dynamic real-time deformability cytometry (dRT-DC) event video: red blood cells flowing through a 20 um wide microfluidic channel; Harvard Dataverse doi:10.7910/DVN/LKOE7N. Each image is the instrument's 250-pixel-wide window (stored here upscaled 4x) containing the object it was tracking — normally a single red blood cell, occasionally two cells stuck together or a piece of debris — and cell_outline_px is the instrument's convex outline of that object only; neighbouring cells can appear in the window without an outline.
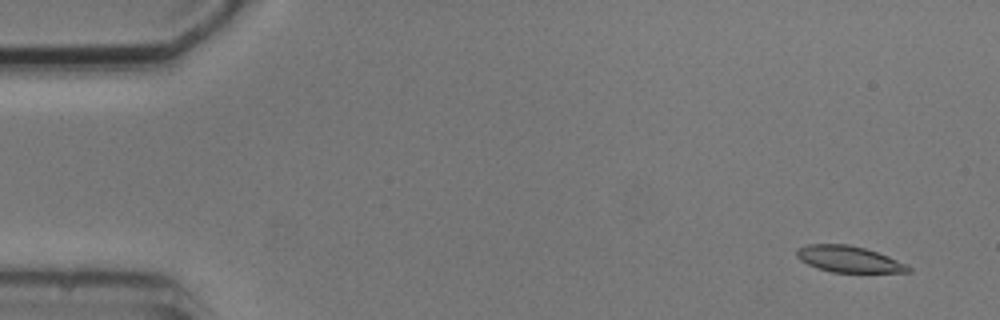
{"species": "common noctule bat (a hibernating species)", "species_latin": "Nyctalus noctula", "temperature_condition": "cold", "stored_images_in_passage": 5, "camera_frame_rate_fps": 3000, "um_per_image_px": 0.085, "animal": {"sex": "male", "body_mass_g": 20.5, "forearm_length_mm": 52.5}, "frame": {"image": 1, "passage_image": 1, "time_ms": 0.0, "image_size_px": [1000, 320], "cell_outline_px": [[912, 272], [832, 272], [816, 268], [800, 260], [796, 256], [796, 248], [808, 244], [848, 244], [864, 248], [888, 256], [912, 268]], "centroid_in_image_um": [72.1, 22.02], "position_along_channel_um": 12.9, "area_um2": 16.99}}
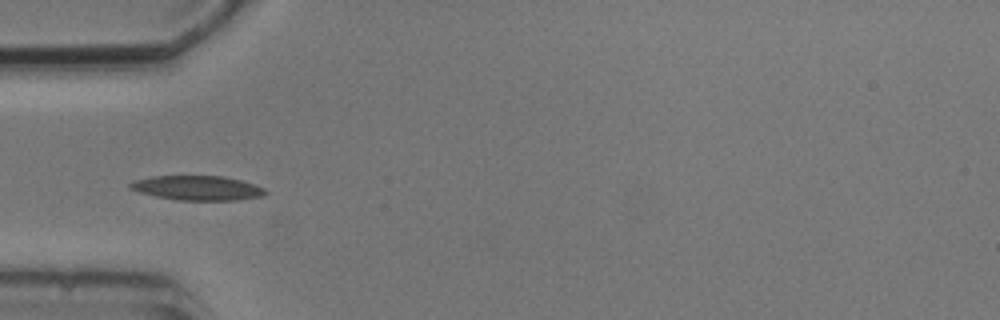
{"frame": {"image": 2, "passage_image": 5, "time_ms": 4.667, "image_size_px": [1000, 320], "cell_outline_px": [[268, 192], [264, 196], [236, 200], [176, 200], [156, 196], [140, 192], [128, 188], [128, 184], [136, 180], [152, 176], [224, 176], [256, 184], [264, 188]], "centroid_in_image_um": [16.81, 15.98], "position_along_channel_um": 68.2, "area_um2": 19.36}}